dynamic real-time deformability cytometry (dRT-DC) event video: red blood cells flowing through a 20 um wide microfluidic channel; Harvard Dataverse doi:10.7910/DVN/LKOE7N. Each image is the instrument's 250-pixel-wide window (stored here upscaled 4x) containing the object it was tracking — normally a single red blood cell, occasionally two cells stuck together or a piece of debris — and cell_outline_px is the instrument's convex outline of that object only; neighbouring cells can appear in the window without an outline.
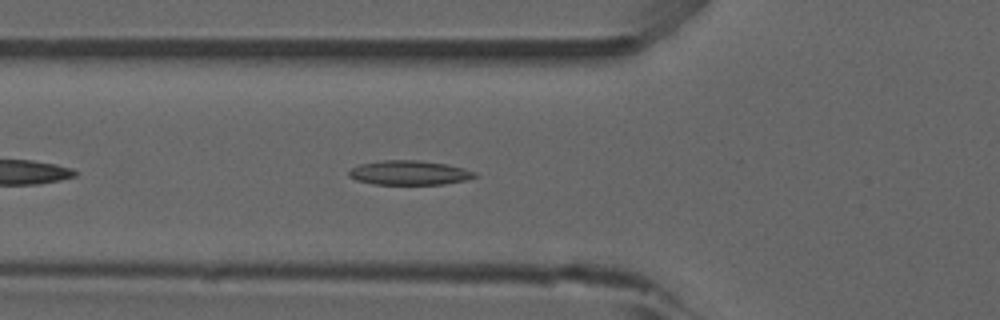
{"species": "common noctule bat (a hibernating species)", "species_latin": "Nyctalus noctula", "temperature_condition": "room temperature", "stored_images_in_passage": 38, "camera_frame_rate_fps": 3000, "um_per_image_px": 0.085, "animal": {"sex": "male", "forearm_length_mm": 52.5}, "frame": {"image": 1, "passage_image": 6, "time_ms": 1.667, "image_size_px": [1000, 320], "cell_outline_px": [[480, 176], [464, 180], [444, 184], [372, 184], [356, 180], [348, 176], [348, 172], [352, 168], [360, 164], [384, 160], [420, 160], [448, 164], [464, 168], [476, 172]], "centroid_in_image_um": [34.81, 14.68], "position_along_channel_um": 91.0, "area_um2": 17.98}}
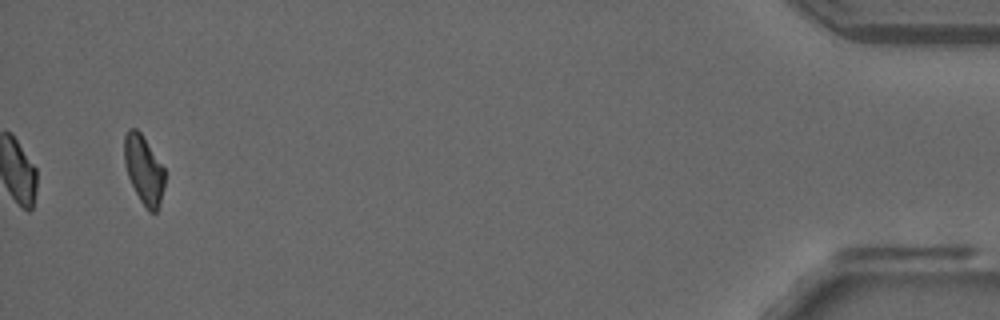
{"frame": {"image": 2, "passage_image": 38, "time_ms": 12.333, "image_size_px": [1000, 320], "cell_outline_px": [[164, 188], [160, 204], [156, 212], [148, 212], [140, 200], [128, 176], [124, 164], [124, 136], [128, 128], [136, 128], [140, 132], [164, 168]], "centroid_in_image_um": [12.21, 14.43], "position_along_channel_um": 423.0, "area_um2": 16.07}, "authors_computed_cell_mechanics": {"area_um2": 17.1666, "velocity_mm_per_s": 3.9121, "shape_relaxation_time_tau1_ms": null, "shape_relaxation_time_tau2_ms": 8.1254, "deformation_change_tau1": null, "deformation_change_tau2": 0.1527}}